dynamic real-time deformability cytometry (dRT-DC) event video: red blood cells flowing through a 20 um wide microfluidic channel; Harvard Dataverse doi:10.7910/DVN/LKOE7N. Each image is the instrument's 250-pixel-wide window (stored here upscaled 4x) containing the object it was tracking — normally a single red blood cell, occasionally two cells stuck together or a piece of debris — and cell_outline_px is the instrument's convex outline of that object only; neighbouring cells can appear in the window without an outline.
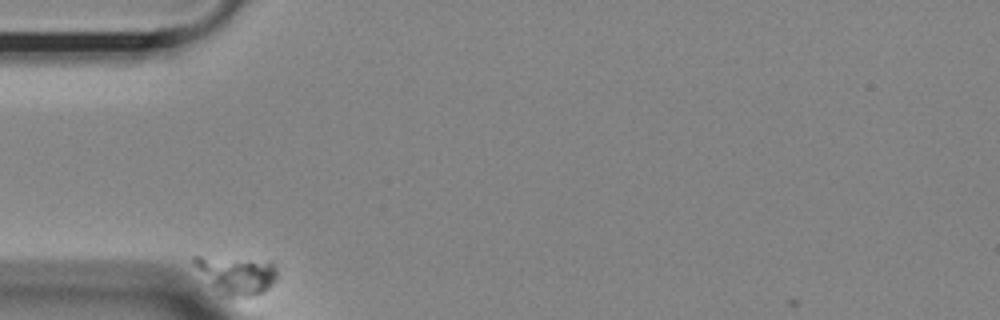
{"species": "Egyptian fruit bat (a non-hibernating species)", "species_latin": "Rousettus aegyptiacus", "temperature_condition": "room temperature", "stored_images_in_passage": 41, "camera_frame_rate_fps": 3000, "um_per_image_px": 0.085, "animal": {"sex": "female"}, "frame": {"image": 1, "passage_image": 1, "time_ms": 0.0, "image_size_px": [1000, 320], "cell_outline_px": [[276, 280], [264, 292], [252, 296], [220, 296], [192, 260], [192, 256], [200, 256], [272, 260], [276, 264]], "centroid_in_image_um": [20.17, 23.36], "position_along_channel_um": 64.8, "area_um2": 18.38}}
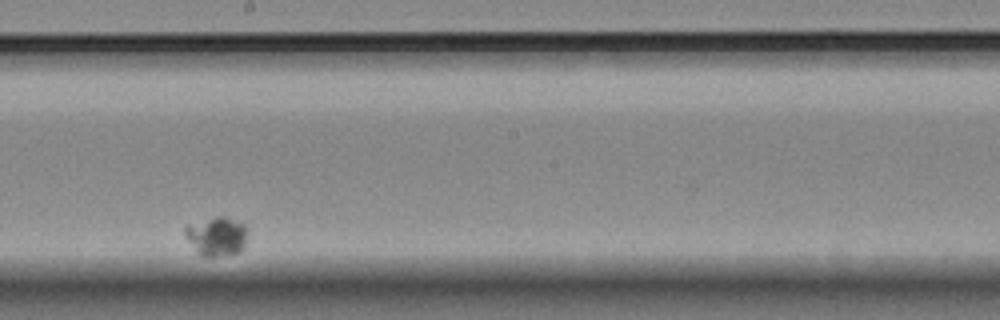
{"frame": {"image": 2, "passage_image": 24, "time_ms": 7.667, "image_size_px": [1000, 320], "cell_outline_px": [[248, 236], [244, 248], [240, 252], [216, 256], [200, 256], [196, 252], [184, 236], [184, 224], [216, 216], [224, 216], [244, 224], [248, 228]], "centroid_in_image_um": [18.39, 20.07], "position_along_channel_um": 229.8, "area_um2": 14.68}}
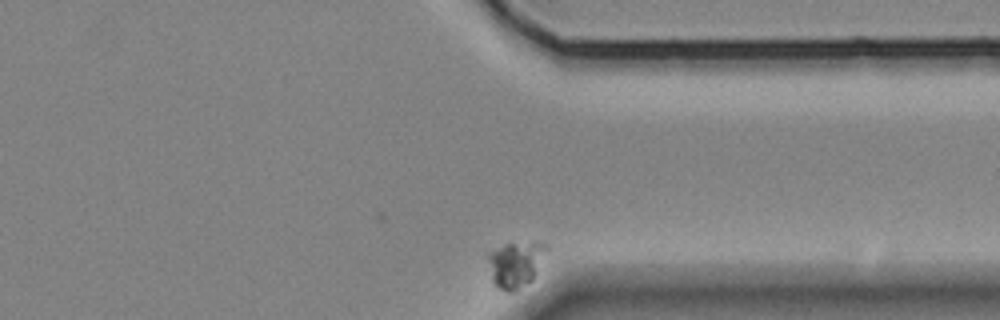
{"frame": {"image": 3, "passage_image": 41, "time_ms": 13.333, "image_size_px": [1000, 320], "cell_outline_px": [[548, 248], [532, 280], [512, 292], [504, 292], [496, 288], [492, 284], [488, 260], [488, 252], [504, 244], [548, 244]], "centroid_in_image_um": [43.76, 22.51], "position_along_channel_um": 367.6, "area_um2": 15.37}}